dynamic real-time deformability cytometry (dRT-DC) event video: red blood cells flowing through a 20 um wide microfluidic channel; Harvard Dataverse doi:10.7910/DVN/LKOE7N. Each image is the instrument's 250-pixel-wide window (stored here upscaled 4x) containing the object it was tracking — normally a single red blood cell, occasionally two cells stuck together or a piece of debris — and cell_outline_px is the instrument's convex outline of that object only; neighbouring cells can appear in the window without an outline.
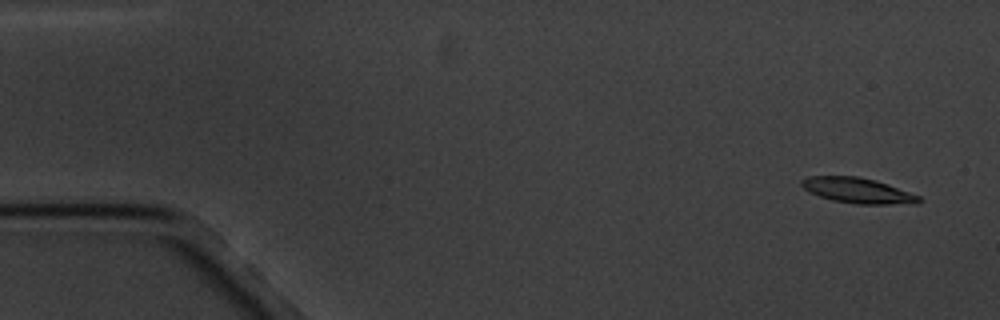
{"species": "common noctule bat (a hibernating species)", "species_latin": "Nyctalus noctula", "temperature_condition": "cold", "stored_images_in_passage": 4, "camera_frame_rate_fps": 3000, "um_per_image_px": 0.085, "animal": {"sex": "male", "body_mass_g": 20.1, "forearm_length_mm": 53.5}, "frame": {"image": 1, "passage_image": 1, "time_ms": 0.0, "image_size_px": [1000, 320], "cell_outline_px": [[924, 200], [916, 204], [856, 204], [832, 200], [808, 192], [800, 184], [800, 180], [808, 176], [856, 176], [876, 180], [888, 184], [920, 196]], "centroid_in_image_um": [72.92, 16.2], "position_along_channel_um": 12.1, "area_um2": 17.51}}